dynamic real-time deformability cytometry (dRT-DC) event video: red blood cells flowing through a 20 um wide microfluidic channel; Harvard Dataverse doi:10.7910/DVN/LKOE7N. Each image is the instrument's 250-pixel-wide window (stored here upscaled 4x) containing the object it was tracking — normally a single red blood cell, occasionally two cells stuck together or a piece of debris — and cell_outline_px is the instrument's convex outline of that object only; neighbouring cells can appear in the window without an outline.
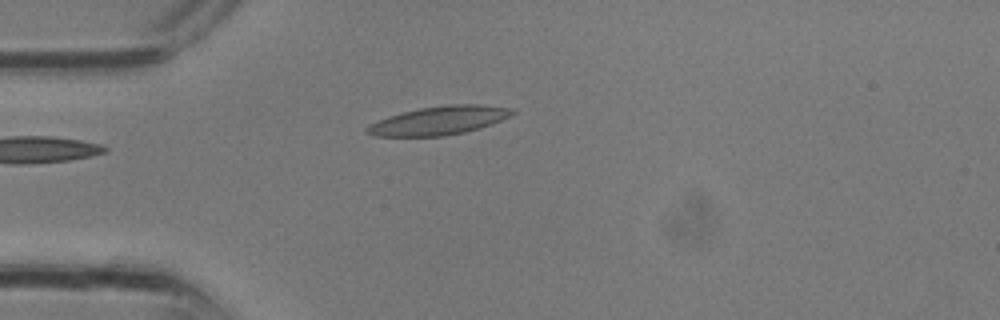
{"species": "common noctule bat (a hibernating species)", "species_latin": "Nyctalus noctula", "temperature_condition": "room temperature", "stored_images_in_passage": 4, "camera_frame_rate_fps": 3000, "um_per_image_px": 0.085, "animal": {"sex": "male", "body_mass_g": 13.3}, "frame": {"image": 1, "passage_image": 1, "time_ms": 0.0, "image_size_px": [1000, 320], "cell_outline_px": [[516, 112], [500, 120], [480, 128], [464, 132], [444, 136], [376, 136], [364, 132], [364, 128], [368, 124], [388, 116], [420, 108], [448, 104], [480, 104], [512, 108]], "centroid_in_image_um": [37.27, 10.24], "position_along_channel_um": 47.7, "area_um2": 24.1}}
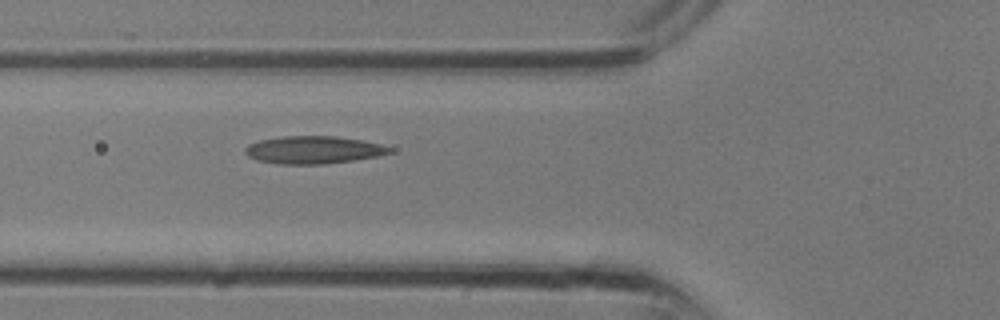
{"frame": {"image": 2, "passage_image": 4, "time_ms": 1.0, "image_size_px": [1000, 320], "cell_outline_px": [[392, 152], [376, 156], [352, 160], [324, 164], [280, 164], [256, 160], [248, 156], [244, 152], [244, 148], [248, 144], [260, 140], [284, 136], [336, 136], [360, 140], [380, 144], [392, 148]], "centroid_in_image_um": [26.59, 12.74], "position_along_channel_um": 99.2, "area_um2": 23.12}}